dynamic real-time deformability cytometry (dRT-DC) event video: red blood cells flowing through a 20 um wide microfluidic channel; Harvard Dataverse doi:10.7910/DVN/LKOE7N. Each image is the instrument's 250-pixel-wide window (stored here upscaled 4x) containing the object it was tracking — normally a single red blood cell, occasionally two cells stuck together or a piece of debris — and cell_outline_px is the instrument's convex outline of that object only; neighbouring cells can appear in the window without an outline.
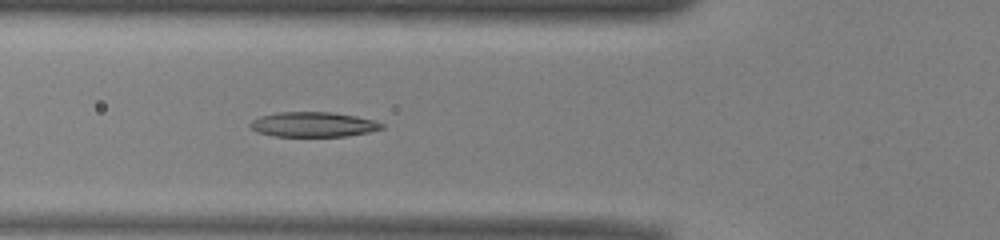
{"species": "common noctule bat (a hibernating species)", "species_latin": "Nyctalus noctula", "temperature_condition": "warm", "stored_images_in_passage": 38, "camera_frame_rate_fps": 3000, "um_per_image_px": 0.085, "animal": {"sex": "male", "body_mass_g": 13.0, "forearm_length_mm": 53.1}, "frame": {"image": 1, "passage_image": 7, "time_ms": 2.0, "image_size_px": [1000, 240], "cell_outline_px": [[384, 128], [368, 132], [344, 136], [272, 136], [256, 132], [248, 124], [252, 120], [260, 116], [276, 112], [332, 112], [356, 116], [376, 120], [384, 124]], "centroid_in_image_um": [26.61, 10.57], "position_along_channel_um": 99.2, "area_um2": 19.19}}
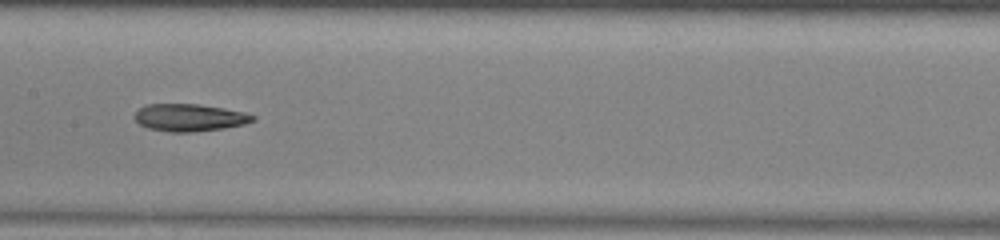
{"frame": {"image": 2, "passage_image": 14, "time_ms": 4.333, "image_size_px": [1000, 240], "cell_outline_px": [[256, 120], [244, 124], [224, 128], [192, 132], [168, 132], [148, 128], [140, 124], [132, 116], [144, 104], [196, 104], [224, 108], [244, 112], [256, 116]], "centroid_in_image_um": [16.1, 9.99], "position_along_channel_um": 191.3, "area_um2": 18.9}}
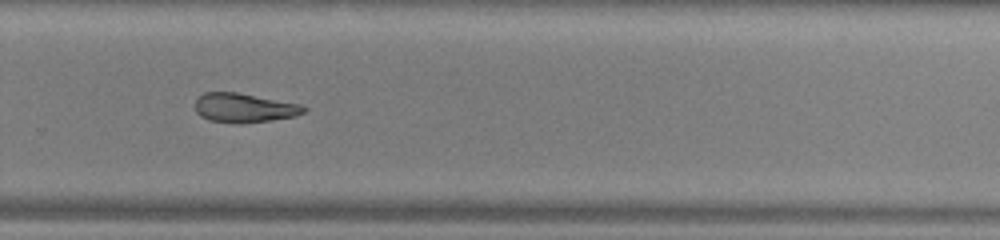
{"frame": {"image": 3, "passage_image": 23, "time_ms": 7.333, "image_size_px": [1000, 240], "cell_outline_px": [[308, 108], [304, 112], [296, 116], [272, 120], [208, 120], [200, 116], [196, 112], [196, 100], [204, 92], [236, 92], [300, 104]], "centroid_in_image_um": [20.77, 9.12], "position_along_channel_um": 309.0, "area_um2": 17.57}}